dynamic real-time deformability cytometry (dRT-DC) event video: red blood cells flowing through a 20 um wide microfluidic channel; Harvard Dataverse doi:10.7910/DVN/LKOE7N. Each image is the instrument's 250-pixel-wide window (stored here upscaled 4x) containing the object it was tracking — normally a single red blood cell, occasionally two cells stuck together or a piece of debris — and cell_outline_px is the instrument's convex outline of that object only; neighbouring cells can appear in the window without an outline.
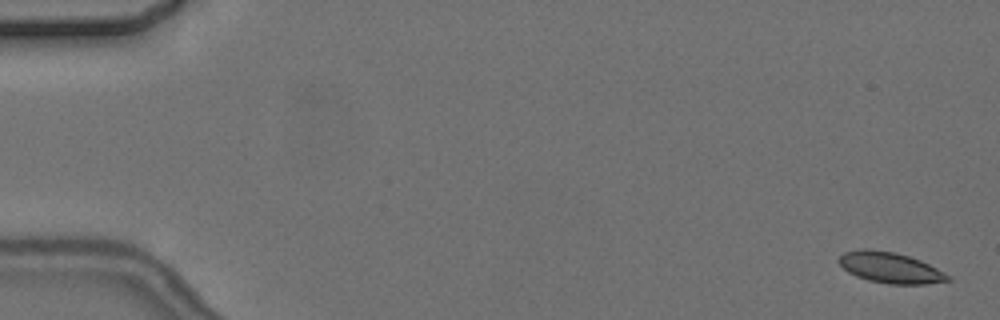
{"species": "common noctule bat (a hibernating species)", "species_latin": "Nyctalus noctula", "temperature_condition": "cold", "stored_images_in_passage": 5, "camera_frame_rate_fps": 3000, "um_per_image_px": 0.085, "animal": {"sex": "female", "body_mass_g": 24.6, "forearm_length_mm": 56.2}, "frame": {"image": 1, "passage_image": 1, "time_ms": 0.0, "image_size_px": [1000, 320], "cell_outline_px": [[952, 280], [924, 284], [888, 284], [868, 280], [856, 276], [848, 272], [836, 260], [844, 252], [860, 248], [868, 248], [896, 252], [920, 260], [952, 276]], "centroid_in_image_um": [75.65, 22.74], "position_along_channel_um": 9.3, "area_um2": 19.71}}
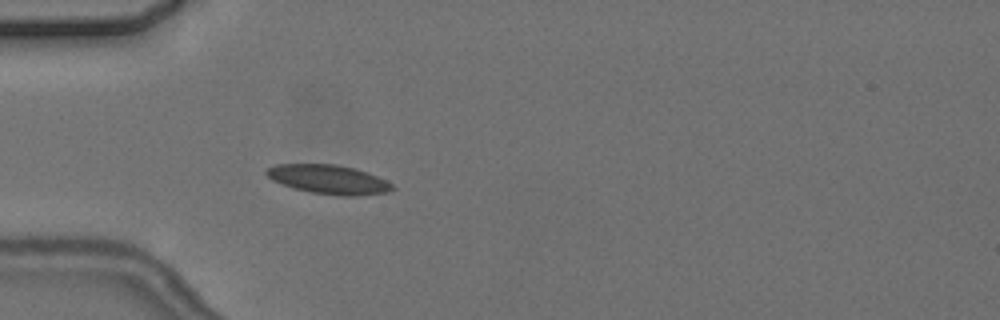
{"frame": {"image": 2, "passage_image": 5, "time_ms": 5.333, "image_size_px": [1000, 320], "cell_outline_px": [[396, 188], [388, 192], [360, 196], [340, 196], [312, 192], [292, 188], [272, 180], [264, 172], [268, 168], [276, 164], [336, 164], [356, 168], [368, 172], [392, 184]], "centroid_in_image_um": [27.95, 15.25], "position_along_channel_um": 57.1, "area_um2": 21.44}}